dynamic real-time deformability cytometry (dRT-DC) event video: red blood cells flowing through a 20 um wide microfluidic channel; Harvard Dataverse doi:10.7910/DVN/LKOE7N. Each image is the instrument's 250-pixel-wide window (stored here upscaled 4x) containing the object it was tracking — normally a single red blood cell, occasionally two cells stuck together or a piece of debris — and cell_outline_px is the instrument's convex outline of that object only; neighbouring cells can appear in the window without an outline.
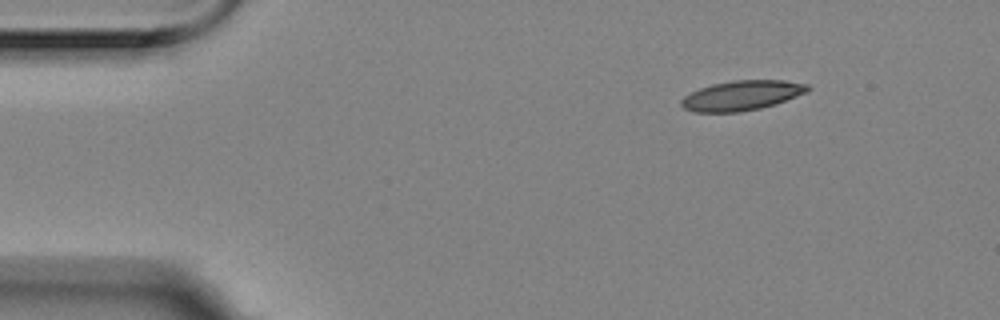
{"species": "Egyptian fruit bat (a non-hibernating species)", "species_latin": "Rousettus aegyptiacus", "temperature_condition": "room temperature", "stored_images_in_passage": 5, "camera_frame_rate_fps": 3000, "um_per_image_px": 0.085, "animal": {"sex": "female"}, "frame": {"image": 1, "passage_image": 1, "time_ms": 0.0, "image_size_px": [1000, 320], "cell_outline_px": [[812, 88], [808, 92], [776, 104], [760, 108], [740, 112], [696, 112], [684, 108], [680, 104], [680, 100], [684, 96], [700, 88], [712, 84], [732, 80], [784, 80], [808, 84]], "centroid_in_image_um": [63.08, 8.11], "position_along_channel_um": 21.9, "area_um2": 22.08}}
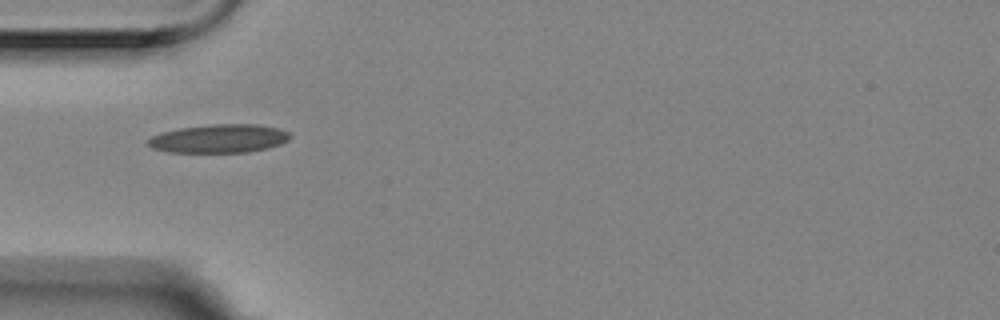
{"frame": {"image": 2, "passage_image": 4, "time_ms": 1.0, "image_size_px": [1000, 320], "cell_outline_px": [[292, 136], [288, 140], [280, 144], [268, 148], [248, 152], [168, 152], [152, 148], [148, 144], [148, 140], [152, 136], [164, 132], [180, 128], [212, 124], [260, 124], [280, 128], [288, 132]], "centroid_in_image_um": [18.67, 11.77], "position_along_channel_um": 66.3, "area_um2": 23.58}}
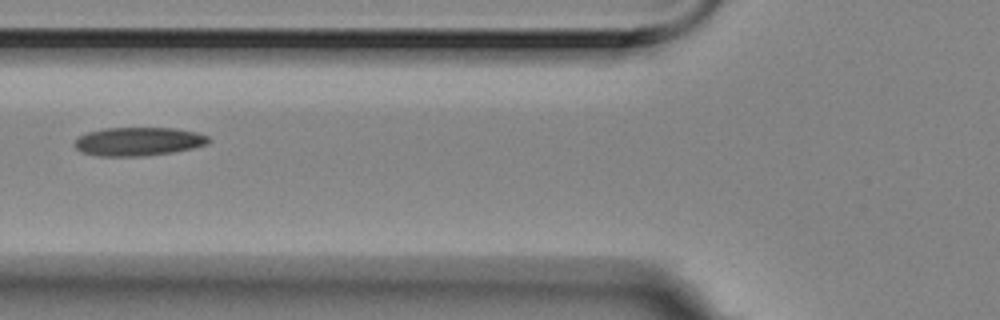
{"frame": {"image": 3, "passage_image": 5, "time_ms": 1.333, "image_size_px": [1000, 320], "cell_outline_px": [[212, 140], [208, 144], [192, 148], [172, 152], [144, 156], [100, 156], [84, 152], [76, 148], [72, 144], [80, 136], [88, 132], [104, 128], [176, 128], [196, 132], [208, 136]], "centroid_in_image_um": [11.79, 12.02], "position_along_channel_um": 114.0, "area_um2": 22.25}}